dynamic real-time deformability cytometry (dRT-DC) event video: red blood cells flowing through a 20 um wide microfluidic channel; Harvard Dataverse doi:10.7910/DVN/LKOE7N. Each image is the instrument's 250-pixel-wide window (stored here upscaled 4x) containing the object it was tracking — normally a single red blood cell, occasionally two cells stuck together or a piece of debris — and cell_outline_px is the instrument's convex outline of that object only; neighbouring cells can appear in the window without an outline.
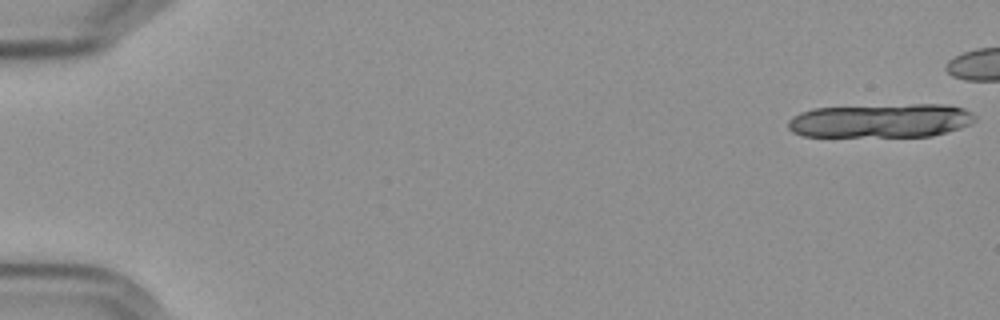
{"species": "Egyptian fruit bat (a non-hibernating species)", "species_latin": "Rousettus aegyptiacus", "temperature_condition": "cold", "stored_images_in_passage": 23, "camera_frame_rate_fps": 3000, "um_per_image_px": 0.085, "frame": {"image": 1, "passage_image": 1, "time_ms": 0.0, "image_size_px": [1000, 320], "cell_outline_px": [[976, 120], [972, 124], [960, 128], [932, 136], [804, 136], [792, 132], [788, 128], [788, 120], [792, 116], [800, 112], [812, 108], [912, 104], [948, 104], [964, 108], [972, 112], [976, 116]], "centroid_in_image_um": [74.9, 10.25], "position_along_channel_um": 10.1, "area_um2": 37.22}}